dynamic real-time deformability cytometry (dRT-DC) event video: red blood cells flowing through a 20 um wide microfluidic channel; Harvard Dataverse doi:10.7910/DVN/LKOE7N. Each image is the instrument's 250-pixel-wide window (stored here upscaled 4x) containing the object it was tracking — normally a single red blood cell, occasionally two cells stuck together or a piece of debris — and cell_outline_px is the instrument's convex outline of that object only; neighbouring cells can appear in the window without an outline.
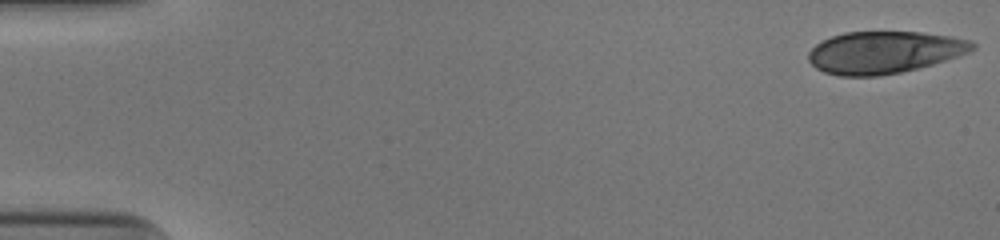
{"species": "human", "species_latin": "Homo sapiens", "temperature_condition": "cold", "stored_images_in_passage": 47, "camera_frame_rate_fps": 3000, "um_per_image_px": 0.085, "donor": {"sex": "male"}, "frame": {"image": 1, "passage_image": 1, "time_ms": 0.0, "image_size_px": [1000, 240], "cell_outline_px": [[976, 48], [968, 52], [932, 64], [900, 72], [876, 76], [840, 76], [824, 72], [816, 68], [808, 60], [808, 52], [816, 44], [832, 36], [844, 32], [920, 32], [948, 36], [968, 40], [976, 44]], "centroid_in_image_um": [75.12, 4.45], "position_along_channel_um": 9.9, "area_um2": 39.88}}
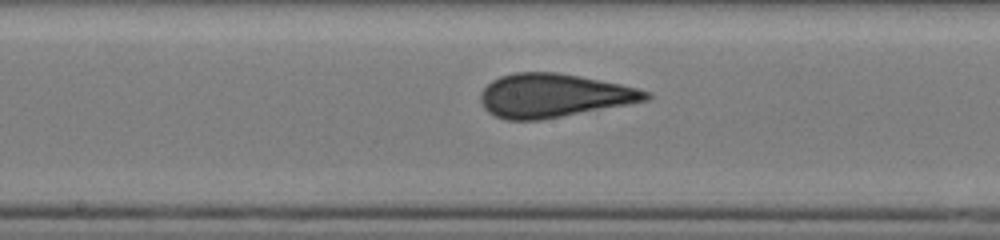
{"frame": {"image": 2, "passage_image": 27, "time_ms": 8.667, "image_size_px": [1000, 240], "cell_outline_px": [[652, 96], [648, 100], [540, 120], [508, 120], [496, 116], [488, 112], [484, 108], [480, 100], [480, 96], [484, 88], [492, 80], [500, 76], [516, 72], [556, 72], [620, 84], [636, 88], [648, 92]], "centroid_in_image_um": [47.01, 8.12], "position_along_channel_um": 201.2, "area_um2": 41.5}}
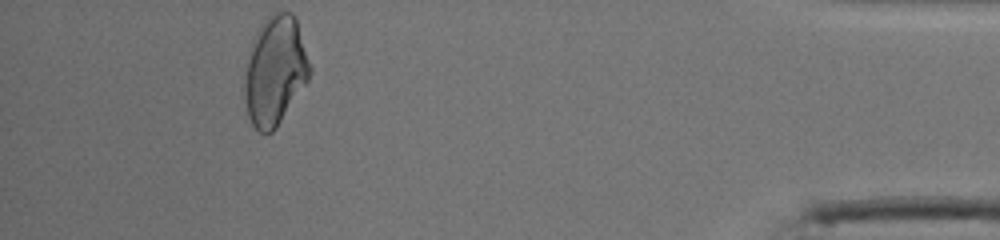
{"frame": {"image": 3, "passage_image": 47, "time_ms": 15.333, "image_size_px": [1000, 240], "cell_outline_px": [[312, 72], [308, 80], [276, 128], [272, 132], [260, 132], [252, 124], [248, 116], [244, 100], [244, 80], [252, 40], [256, 32], [264, 20], [268, 16], [276, 12], [292, 12], [296, 16], [312, 68]], "centroid_in_image_um": [23.4, 6.0], "position_along_channel_um": 411.8, "area_um2": 41.44}, "authors_computed_cell_mechanics": {"area_um2": 40.9224, "velocity_mm_per_s": 3.9797, "shape_relaxation_time_tau1_ms": 8.1995, "shape_relaxation_time_tau2_ms": null, "deformation_change_tau1": 0.2103, "deformation_change_tau2": null}}